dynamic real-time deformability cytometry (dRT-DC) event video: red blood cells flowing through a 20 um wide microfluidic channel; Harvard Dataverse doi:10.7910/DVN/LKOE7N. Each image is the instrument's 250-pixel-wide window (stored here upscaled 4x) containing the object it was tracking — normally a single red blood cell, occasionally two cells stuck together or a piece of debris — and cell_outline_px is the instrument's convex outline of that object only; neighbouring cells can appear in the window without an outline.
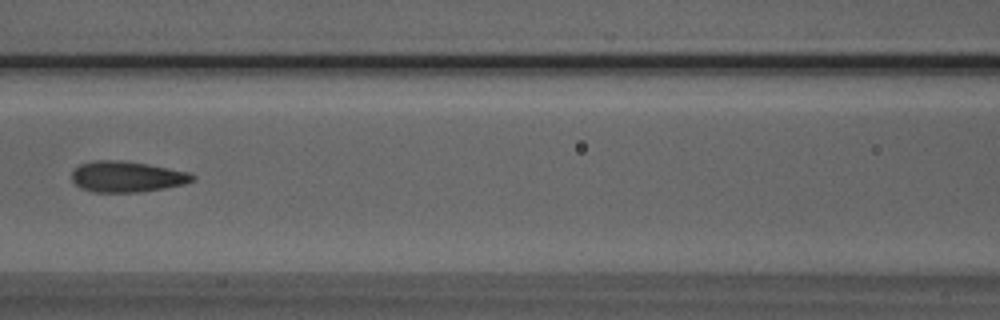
{"species": "Egyptian fruit bat (a non-hibernating species)", "species_latin": "Rousettus aegyptiacus", "temperature_condition": "room temperature", "stored_images_in_passage": 6, "camera_frame_rate_fps": 3000, "um_per_image_px": 0.085, "animal": {"sex": "male"}, "frame": {"image": 1, "passage_image": 5, "time_ms": 4.667, "image_size_px": [1000, 320], "cell_outline_px": [[196, 180], [184, 184], [164, 188], [140, 192], [92, 192], [80, 188], [72, 180], [72, 172], [80, 164], [96, 160], [120, 160], [148, 164], [188, 172], [196, 176]], "centroid_in_image_um": [10.79, 15.02], "position_along_channel_um": 155.8, "area_um2": 21.73}}